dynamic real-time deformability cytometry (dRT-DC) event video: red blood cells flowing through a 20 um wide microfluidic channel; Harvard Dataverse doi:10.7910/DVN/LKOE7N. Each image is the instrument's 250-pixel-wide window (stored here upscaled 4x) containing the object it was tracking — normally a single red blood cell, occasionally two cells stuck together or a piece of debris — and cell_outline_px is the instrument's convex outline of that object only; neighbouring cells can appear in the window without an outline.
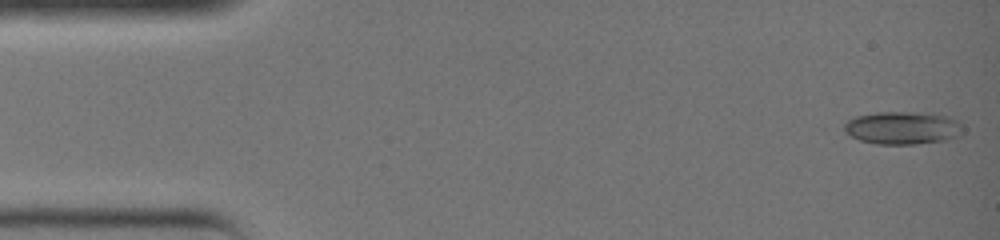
{"species": "common noctule bat (a hibernating species)", "species_latin": "Nyctalus noctula", "temperature_condition": "warm", "stored_images_in_passage": 36, "camera_frame_rate_fps": 3000, "um_per_image_px": 0.085, "animal": {"sex": "female", "body_mass_g": 19.0, "forearm_length_mm": 51.5}, "frame": {"image": 1, "passage_image": 1, "time_ms": 0.0, "image_size_px": [1000, 240], "cell_outline_px": [[964, 128], [956, 136], [944, 140], [916, 144], [876, 144], [860, 140], [844, 132], [844, 124], [848, 120], [856, 116], [876, 112], [912, 112], [944, 116], [956, 120]], "centroid_in_image_um": [76.66, 10.87], "position_along_channel_um": 8.3, "area_um2": 22.37}}
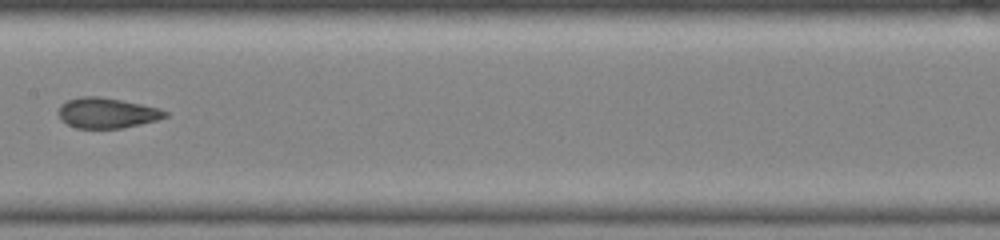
{"frame": {"image": 2, "passage_image": 19, "time_ms": 6.0, "image_size_px": [1000, 240], "cell_outline_px": [[168, 116], [156, 120], [140, 124], [120, 128], [76, 128], [60, 120], [56, 112], [60, 104], [68, 100], [80, 96], [100, 96], [160, 108], [168, 112]], "centroid_in_image_um": [9.04, 9.59], "position_along_channel_um": 198.4, "area_um2": 18.96}}
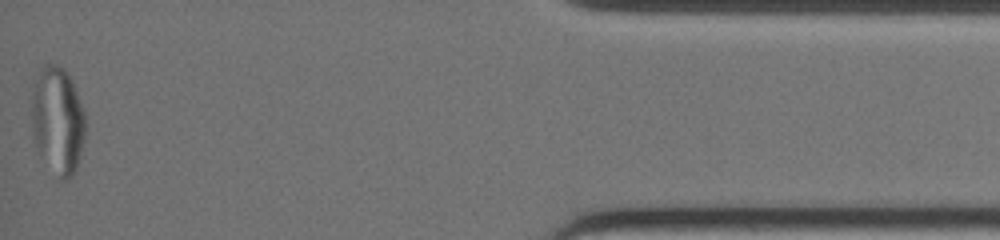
{"frame": {"image": 3, "passage_image": 36, "time_ms": 11.667, "image_size_px": [1000, 240], "cell_outline_px": [[84, 140], [76, 168], [72, 176], [64, 180], [60, 180], [40, 156], [32, 136], [32, 100], [36, 84], [40, 72], [44, 64], [56, 64], [64, 68], [72, 80], [84, 108]], "centroid_in_image_um": [4.91, 10.26], "position_along_channel_um": 430.3, "area_um2": 33.41}}